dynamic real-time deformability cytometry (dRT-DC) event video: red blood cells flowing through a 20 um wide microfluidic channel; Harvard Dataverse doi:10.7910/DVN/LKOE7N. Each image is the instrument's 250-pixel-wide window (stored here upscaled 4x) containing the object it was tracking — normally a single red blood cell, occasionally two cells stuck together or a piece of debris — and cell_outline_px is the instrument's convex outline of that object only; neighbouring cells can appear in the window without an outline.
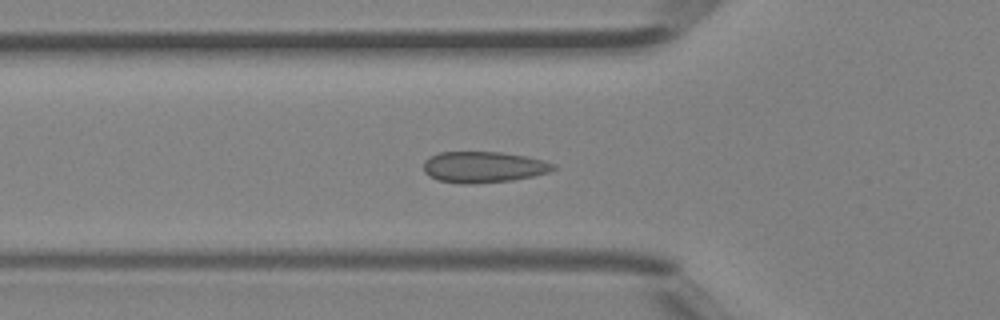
{"species": "Egyptian fruit bat (a non-hibernating species)", "species_latin": "Rousettus aegyptiacus", "temperature_condition": "room temperature", "stored_images_in_passage": 43, "camera_frame_rate_fps": 3000, "um_per_image_px": 0.085, "animal": {"sex": "female"}, "frame": {"image": 1, "passage_image": 14, "time_ms": 4.333, "image_size_px": [1000, 320], "cell_outline_px": [[556, 168], [548, 172], [532, 176], [512, 180], [472, 184], [460, 184], [436, 180], [428, 176], [424, 172], [424, 160], [428, 156], [440, 152], [504, 152], [528, 156], [544, 160], [556, 164]], "centroid_in_image_um": [41.07, 14.19], "position_along_channel_um": 84.7, "area_um2": 23.87}}
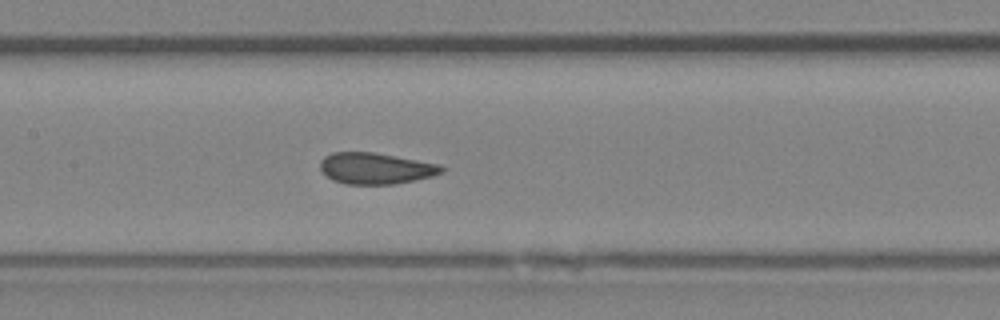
{"frame": {"image": 2, "passage_image": 20, "time_ms": 6.333, "image_size_px": [1000, 320], "cell_outline_px": [[444, 172], [432, 176], [416, 180], [392, 184], [344, 184], [332, 180], [320, 168], [320, 160], [324, 156], [332, 152], [372, 152], [440, 164], [444, 168]], "centroid_in_image_um": [31.92, 14.31], "position_along_channel_um": 175.5, "area_um2": 22.08}}
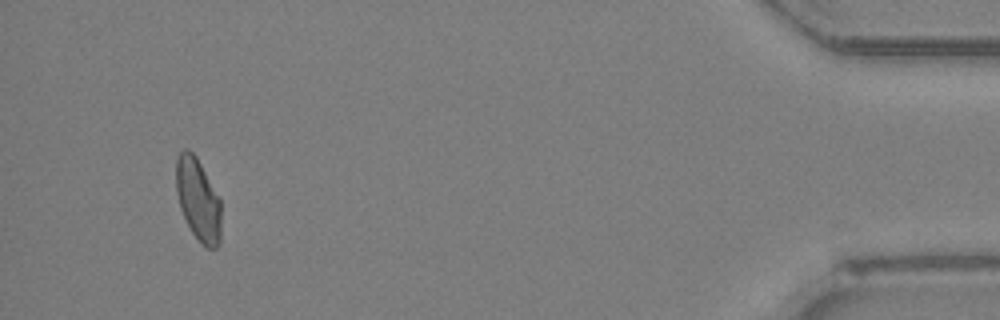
{"frame": {"image": 3, "passage_image": 41, "time_ms": 13.333, "image_size_px": [1000, 320], "cell_outline_px": [[220, 244], [216, 248], [208, 248], [192, 232], [180, 208], [176, 192], [176, 156], [184, 148], [188, 148], [196, 156], [220, 196]], "centroid_in_image_um": [16.84, 16.91], "position_along_channel_um": 418.4, "area_um2": 21.68}}